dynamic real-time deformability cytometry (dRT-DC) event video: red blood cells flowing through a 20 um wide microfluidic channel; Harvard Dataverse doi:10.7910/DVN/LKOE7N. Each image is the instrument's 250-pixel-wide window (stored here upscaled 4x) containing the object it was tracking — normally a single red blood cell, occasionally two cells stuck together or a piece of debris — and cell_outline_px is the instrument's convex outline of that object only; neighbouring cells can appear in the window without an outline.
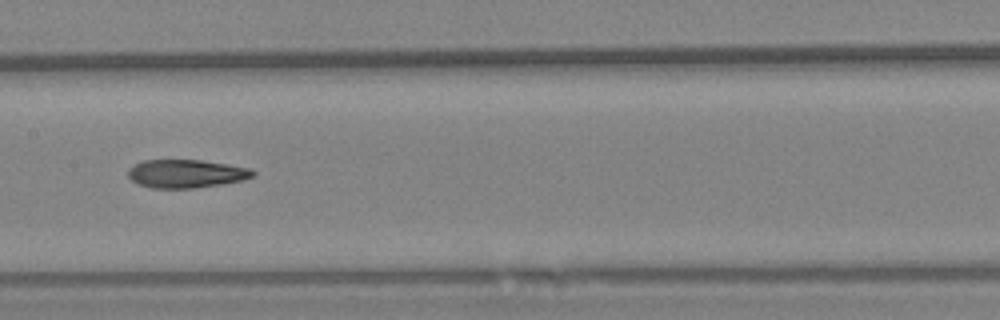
{"species": "Egyptian fruit bat (a non-hibernating species)", "species_latin": "Rousettus aegyptiacus", "temperature_condition": "warm", "stored_images_in_passage": 24, "camera_frame_rate_fps": 3000, "um_per_image_px": 0.085, "animal": {"sex": "female"}, "frame": {"image": 1, "passage_image": 14, "time_ms": 4.333, "image_size_px": [1000, 320], "cell_outline_px": [[256, 176], [244, 180], [196, 188], [152, 188], [136, 184], [128, 176], [128, 168], [144, 160], [200, 160], [252, 168], [256, 172]], "centroid_in_image_um": [15.84, 14.77], "position_along_channel_um": 191.6, "area_um2": 20.69}}
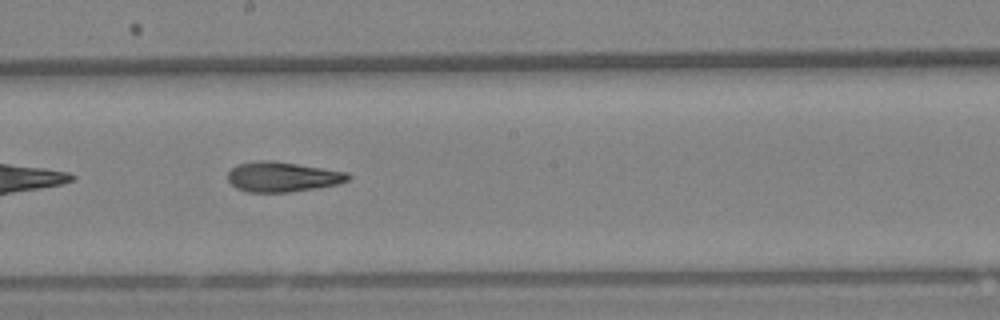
{"frame": {"image": 2, "passage_image": 17, "time_ms": 5.333, "image_size_px": [1000, 320], "cell_outline_px": [[352, 176], [348, 180], [336, 184], [316, 188], [292, 192], [248, 192], [236, 188], [228, 180], [228, 172], [232, 168], [240, 164], [260, 160], [272, 160], [348, 172]], "centroid_in_image_um": [24.02, 15.03], "position_along_channel_um": 224.2, "area_um2": 20.92}}